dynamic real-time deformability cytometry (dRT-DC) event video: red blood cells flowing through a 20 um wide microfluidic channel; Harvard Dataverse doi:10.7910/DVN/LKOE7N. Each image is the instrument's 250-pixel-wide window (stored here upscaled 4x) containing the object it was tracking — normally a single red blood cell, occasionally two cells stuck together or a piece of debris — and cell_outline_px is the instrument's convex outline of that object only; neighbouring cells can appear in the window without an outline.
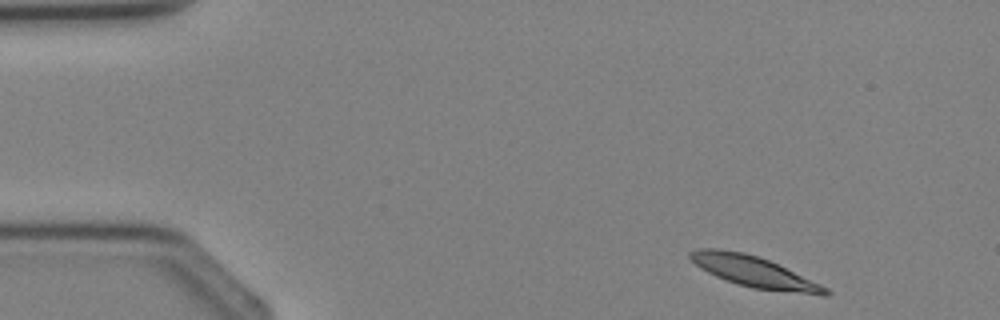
{"species": "Egyptian fruit bat (a non-hibernating species)", "species_latin": "Rousettus aegyptiacus", "temperature_condition": "cold", "stored_images_in_passage": 3, "camera_frame_rate_fps": 3000, "um_per_image_px": 0.085, "animal": {"sex": "female"}, "frame": {"image": 1, "passage_image": 1, "time_ms": 0.0, "image_size_px": [1000, 320], "cell_outline_px": [[832, 292], [828, 296], [820, 296], [752, 288], [736, 284], [716, 276], [700, 268], [688, 256], [688, 252], [700, 248], [720, 248], [744, 252], [768, 260], [820, 284], [828, 288]], "centroid_in_image_um": [64.11, 23.11], "position_along_channel_um": 20.9, "area_um2": 24.39}}